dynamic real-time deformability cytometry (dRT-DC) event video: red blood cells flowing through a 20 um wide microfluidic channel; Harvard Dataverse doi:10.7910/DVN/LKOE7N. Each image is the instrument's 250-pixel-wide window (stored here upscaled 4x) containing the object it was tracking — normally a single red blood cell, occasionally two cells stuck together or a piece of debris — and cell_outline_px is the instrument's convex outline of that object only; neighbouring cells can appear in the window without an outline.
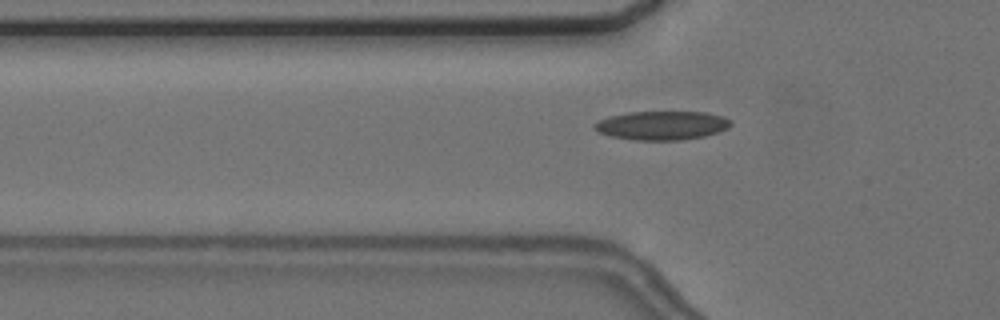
{"species": "common noctule bat (a hibernating species)", "species_latin": "Nyctalus noctula", "temperature_condition": "cold", "stored_images_in_passage": 6, "camera_frame_rate_fps": 3000, "um_per_image_px": 0.085, "animal": {"sex": "female", "body_mass_g": 24.6, "forearm_length_mm": 56.2}, "frame": {"image": 1, "passage_image": 6, "time_ms": 6.0, "image_size_px": [1000, 320], "cell_outline_px": [[732, 124], [728, 128], [704, 136], [680, 140], [636, 140], [612, 136], [600, 132], [592, 124], [608, 116], [628, 112], [708, 112], [724, 116], [732, 120]], "centroid_in_image_um": [56.3, 10.65], "position_along_channel_um": 69.5, "area_um2": 22.83}}